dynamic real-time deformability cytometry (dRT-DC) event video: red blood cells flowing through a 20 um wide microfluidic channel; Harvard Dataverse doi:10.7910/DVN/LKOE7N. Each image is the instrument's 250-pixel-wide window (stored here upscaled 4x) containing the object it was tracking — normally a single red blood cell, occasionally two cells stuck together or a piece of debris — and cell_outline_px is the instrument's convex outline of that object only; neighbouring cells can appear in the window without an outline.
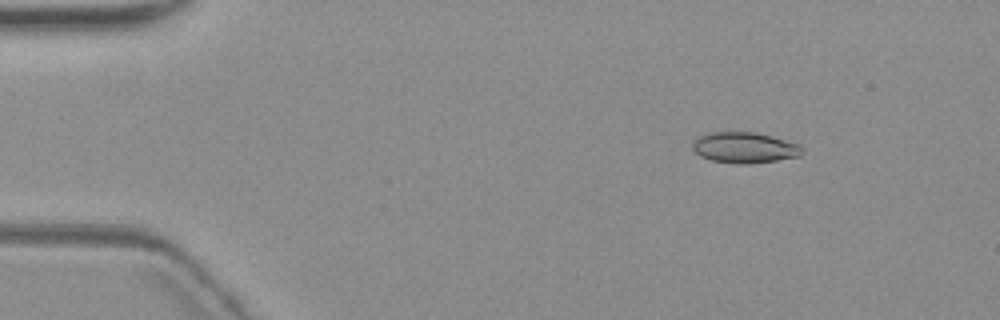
{"species": "common noctule bat (a hibernating species)", "species_latin": "Nyctalus noctula", "temperature_condition": "warm", "stored_images_in_passage": 5, "camera_frame_rate_fps": 3000, "um_per_image_px": 0.085, "animal": {"sex": "female", "body_mass_g": 19.3, "forearm_length_mm": 54.1}, "frame": {"image": 1, "passage_image": 1, "time_ms": 0.0, "image_size_px": [1000, 320], "cell_outline_px": [[804, 152], [800, 156], [776, 160], [748, 164], [736, 164], [712, 160], [700, 156], [692, 148], [692, 144], [700, 136], [712, 132], [756, 132], [800, 144]], "centroid_in_image_um": [63.31, 12.55], "position_along_channel_um": 21.7, "area_um2": 19.59}}
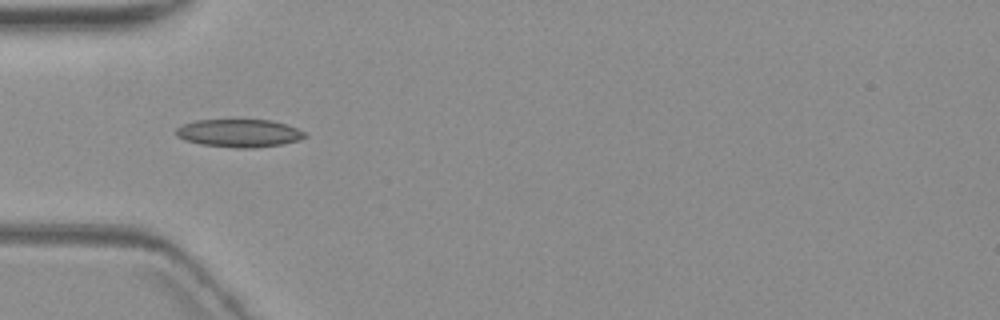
{"frame": {"image": 2, "passage_image": 4, "time_ms": 3.667, "image_size_px": [1000, 320], "cell_outline_px": [[308, 136], [300, 140], [280, 144], [256, 148], [236, 148], [200, 144], [184, 140], [176, 136], [176, 128], [184, 124], [196, 120], [272, 120], [296, 128], [304, 132]], "centroid_in_image_um": [20.32, 11.32], "position_along_channel_um": 64.7, "area_um2": 20.92}}
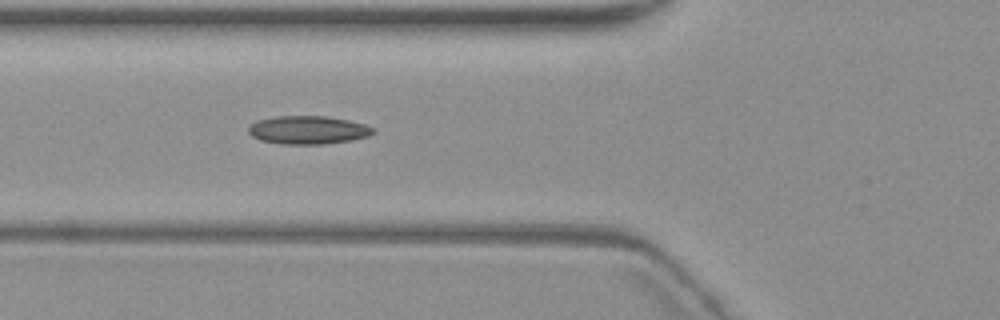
{"frame": {"image": 3, "passage_image": 5, "time_ms": 4.667, "image_size_px": [1000, 320], "cell_outline_px": [[376, 132], [368, 136], [352, 140], [324, 144], [280, 144], [260, 140], [252, 136], [248, 132], [248, 128], [256, 120], [276, 116], [324, 116], [348, 120], [364, 124], [376, 128]], "centroid_in_image_um": [26.19, 11.05], "position_along_channel_um": 99.6, "area_um2": 20.63}}